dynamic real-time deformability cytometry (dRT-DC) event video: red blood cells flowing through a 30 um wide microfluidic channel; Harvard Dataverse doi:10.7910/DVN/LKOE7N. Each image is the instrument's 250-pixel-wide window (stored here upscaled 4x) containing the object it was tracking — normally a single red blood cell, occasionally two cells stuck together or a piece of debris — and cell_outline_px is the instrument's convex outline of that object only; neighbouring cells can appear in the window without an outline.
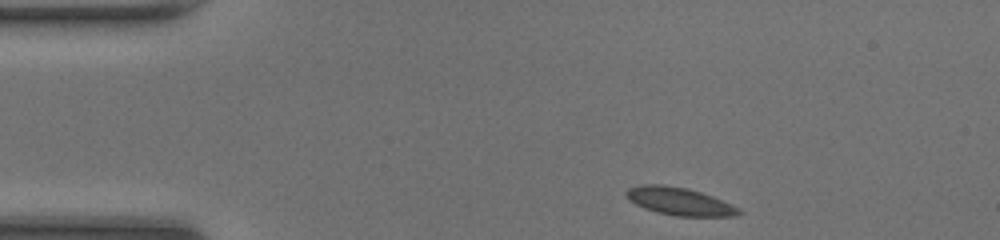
{"species": "common noctule bat (a hibernating species)", "species_latin": "Nyctalus noctula", "temperature_condition": "room temperature", "stored_images_in_passage": 41, "camera_frame_rate_fps": 3000, "um_per_image_px": 0.085, "animal": {"sex": "female", "body_mass_g": 20.0, "forearm_length_mm": 54.0}, "frame": {"image": 1, "passage_image": 1, "time_ms": 0.0, "image_size_px": [1000, 240], "cell_outline_px": [[744, 212], [736, 216], [676, 216], [656, 212], [644, 208], [628, 200], [624, 192], [628, 188], [640, 184], [664, 184], [688, 188], [712, 196], [740, 208]], "centroid_in_image_um": [57.73, 17.11], "position_along_channel_um": 27.3, "area_um2": 18.38}}
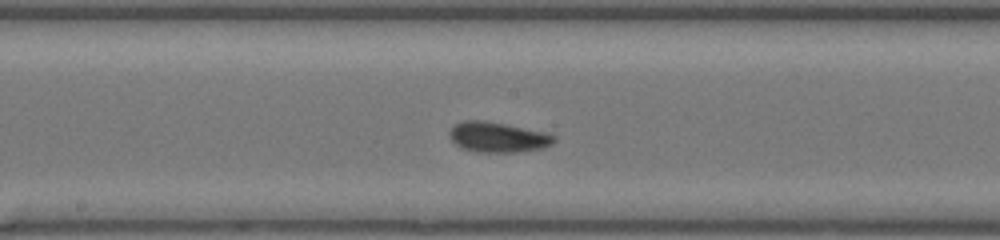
{"frame": {"image": 2, "passage_image": 18, "time_ms": 5.667, "image_size_px": [1000, 240], "cell_outline_px": [[556, 140], [552, 144], [544, 148], [516, 152], [476, 152], [460, 148], [448, 136], [448, 132], [456, 124], [464, 120], [484, 120], [548, 132], [556, 136]], "centroid_in_image_um": [42.33, 11.66], "position_along_channel_um": 205.9, "area_um2": 18.67}}
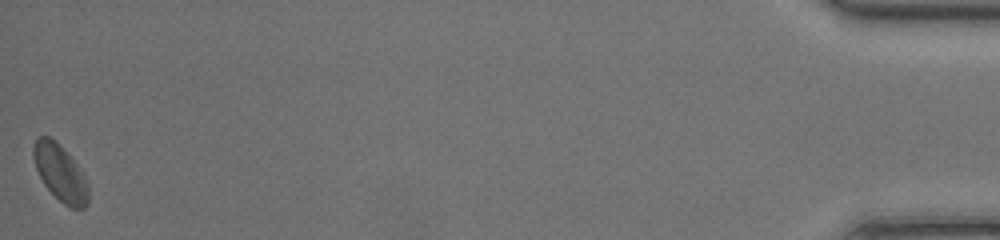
{"frame": {"image": 3, "passage_image": 41, "time_ms": 13.333, "image_size_px": [1000, 240], "cell_outline_px": [[88, 204], [84, 208], [72, 208], [64, 204], [44, 184], [36, 168], [32, 156], [32, 144], [36, 136], [48, 136], [60, 144], [76, 164], [84, 176], [88, 184]], "centroid_in_image_um": [5.09, 14.66], "position_along_channel_um": 430.1, "area_um2": 17.98}, "authors_computed_cell_mechanics": {"area_um2": 17.8602, "velocity_mm_per_s": 4.2554, "shape_relaxation_time_tau1_ms": 2.7168, "shape_relaxation_time_tau2_ms": 1.6739, "deformation_change_tau1": 0.0691, "deformation_change_tau2": 0.0507}}